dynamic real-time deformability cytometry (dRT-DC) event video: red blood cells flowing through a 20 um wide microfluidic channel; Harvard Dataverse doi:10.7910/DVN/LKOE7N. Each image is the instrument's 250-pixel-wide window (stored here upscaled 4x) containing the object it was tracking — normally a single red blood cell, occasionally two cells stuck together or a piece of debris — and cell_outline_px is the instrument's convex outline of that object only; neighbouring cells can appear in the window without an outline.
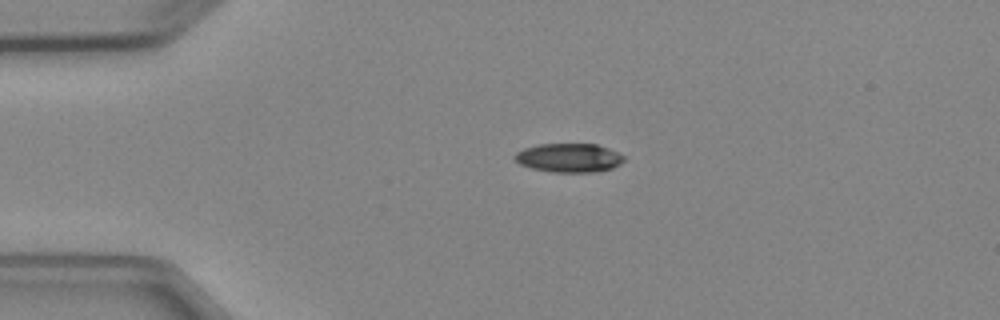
{"species": "Egyptian fruit bat (a non-hibernating species)", "species_latin": "Rousettus aegyptiacus", "temperature_condition": "cold", "stored_images_in_passage": 4, "camera_frame_rate_fps": 3000, "um_per_image_px": 0.085, "animal": {"sex": "female"}, "frame": {"image": 1, "passage_image": 3, "time_ms": 2.333, "image_size_px": [1000, 320], "cell_outline_px": [[624, 160], [620, 164], [612, 168], [596, 172], [552, 172], [532, 168], [520, 164], [512, 156], [516, 152], [524, 148], [536, 144], [596, 144], [608, 148], [624, 156]], "centroid_in_image_um": [48.34, 13.41], "position_along_channel_um": 36.7, "area_um2": 18.38}}